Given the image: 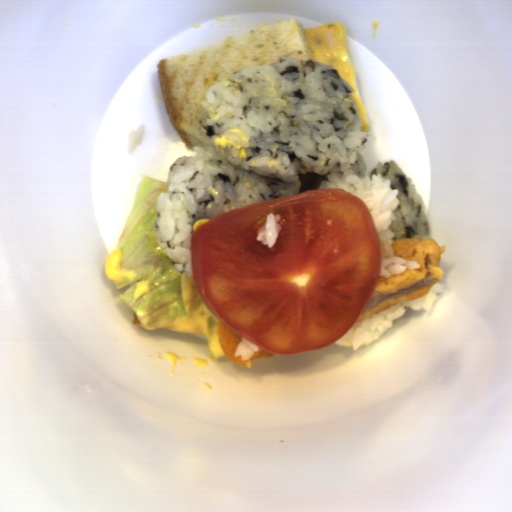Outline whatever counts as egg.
Wrapping results in <instances>:
<instances>
[{"label":"egg","instance_id":"egg-1","mask_svg":"<svg viewBox=\"0 0 512 512\" xmlns=\"http://www.w3.org/2000/svg\"><path fill=\"white\" fill-rule=\"evenodd\" d=\"M302 29L314 60L336 70L352 87L359 112L360 128L369 134L372 129L368 123L365 103L354 73L342 24L331 22L314 27H302Z\"/></svg>","mask_w":512,"mask_h":512}]
</instances>
